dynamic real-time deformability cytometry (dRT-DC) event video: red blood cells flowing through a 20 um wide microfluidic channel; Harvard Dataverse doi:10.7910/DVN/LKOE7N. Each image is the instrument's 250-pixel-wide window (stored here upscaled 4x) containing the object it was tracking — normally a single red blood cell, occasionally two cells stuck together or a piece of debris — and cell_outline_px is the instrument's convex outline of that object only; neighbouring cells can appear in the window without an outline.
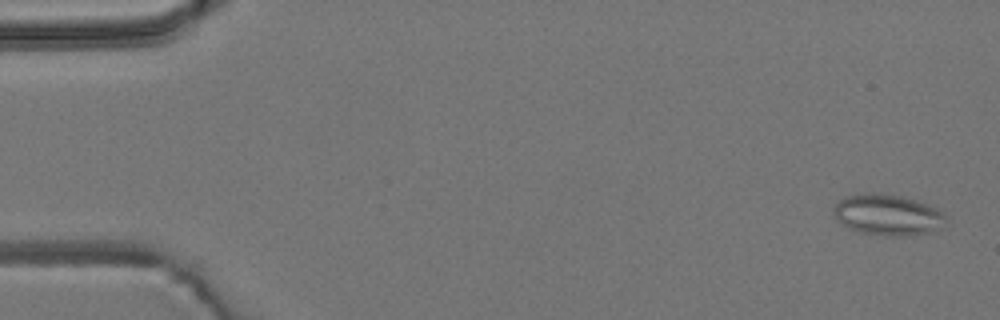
{"species": "common noctule bat (a hibernating species)", "species_latin": "Nyctalus noctula", "temperature_condition": "room temperature", "stored_images_in_passage": 53, "camera_frame_rate_fps": 3000, "um_per_image_px": 0.085, "animal": {"sex": "male", "body_mass_g": 19.2, "forearm_length_mm": 51.8}, "frame": {"image": 1, "passage_image": 2, "time_ms": 0.333, "image_size_px": [1000, 320], "cell_outline_px": [[948, 224], [940, 228], [928, 232], [908, 236], [892, 236], [860, 232], [848, 228], [836, 220], [832, 212], [832, 208], [844, 196], [864, 192], [880, 192], [900, 196], [916, 200], [928, 204], [944, 212], [948, 216]], "centroid_in_image_um": [75.47, 18.25], "position_along_channel_um": 9.5, "area_um2": 27.4}}
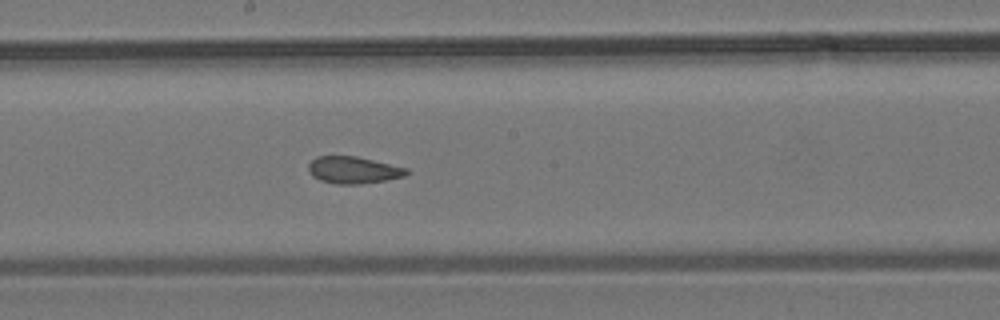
{"frame": {"image": 2, "passage_image": 29, "time_ms": 9.333, "image_size_px": [1000, 320], "cell_outline_px": [[412, 172], [404, 176], [384, 180], [360, 184], [336, 184], [320, 180], [312, 176], [308, 172], [308, 164], [316, 156], [356, 156], [408, 168]], "centroid_in_image_um": [30.03, 14.45], "position_along_channel_um": 218.2, "area_um2": 15.49}}
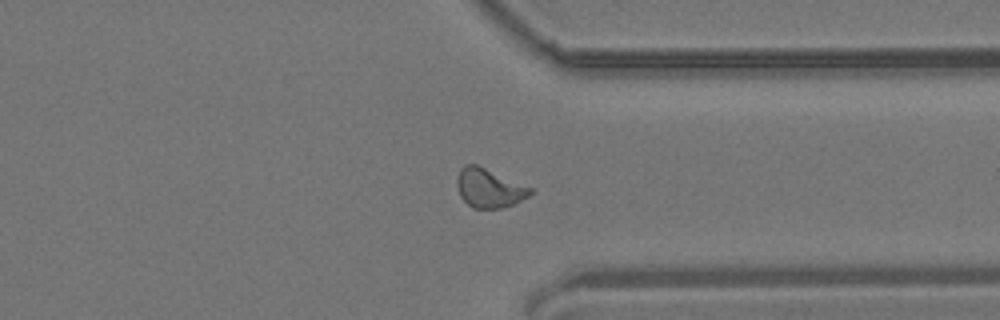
{"frame": {"image": 3, "passage_image": 41, "time_ms": 13.333, "image_size_px": [1000, 320], "cell_outline_px": [[532, 192], [528, 196], [504, 208], [472, 208], [460, 196], [456, 184], [456, 180], [460, 168], [464, 164], [476, 164], [532, 188]], "centroid_in_image_um": [41.53, 15.98], "position_along_channel_um": 369.9, "area_um2": 16.47}, "authors_computed_cell_mechanics": {"area_um2": 16.3574, "velocity_mm_per_s": 3.8386, "shape_relaxation_time_tau1_ms": null, "shape_relaxation_time_tau2_ms": 1.7487, "deformation_change_tau1": null, "deformation_change_tau2": 0.0863}}